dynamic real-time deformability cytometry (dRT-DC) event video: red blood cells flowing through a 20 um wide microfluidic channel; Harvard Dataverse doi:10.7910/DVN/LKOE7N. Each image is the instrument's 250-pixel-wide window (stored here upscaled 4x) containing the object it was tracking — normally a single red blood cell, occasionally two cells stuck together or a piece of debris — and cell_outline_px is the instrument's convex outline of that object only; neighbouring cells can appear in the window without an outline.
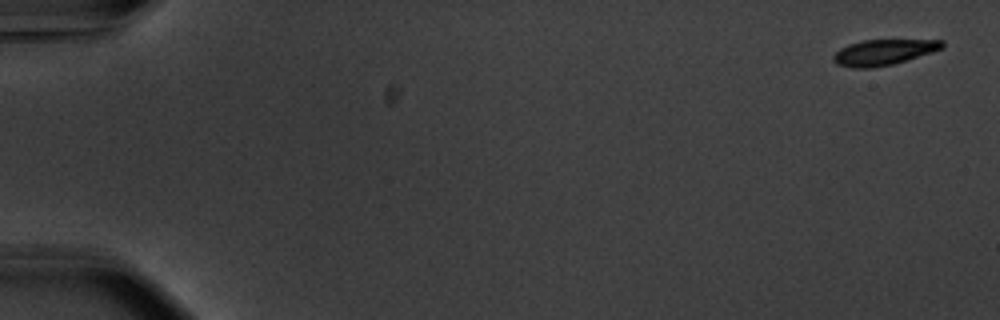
{"species": "common noctule bat (a hibernating species)", "species_latin": "Nyctalus noctula", "temperature_condition": "warm", "stored_images_in_passage": 55, "camera_frame_rate_fps": 3000, "um_per_image_px": 0.085, "animal": {"sex": "male", "body_mass_g": 20.1, "forearm_length_mm": 53.5}, "frame": {"image": 1, "passage_image": 1, "time_ms": 0.0, "image_size_px": [1000, 320], "cell_outline_px": [[944, 48], [932, 52], [892, 64], [872, 68], [852, 68], [836, 64], [832, 60], [832, 56], [840, 48], [848, 44], [864, 40], [944, 40]], "centroid_in_image_um": [75.07, 4.44], "position_along_channel_um": 9.9, "area_um2": 16.24}}
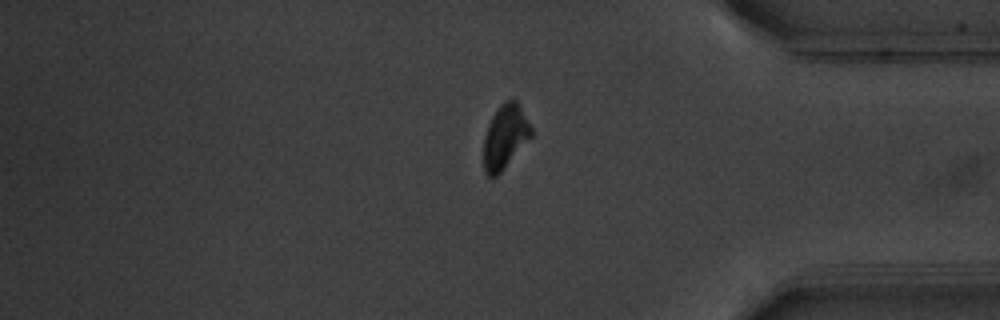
{"frame": {"image": 2, "passage_image": 46, "time_ms": 15.0, "image_size_px": [1000, 320], "cell_outline_px": [[532, 136], [504, 168], [496, 176], [488, 176], [484, 172], [484, 136], [488, 124], [492, 116], [500, 104], [504, 100], [516, 100], [532, 128]], "centroid_in_image_um": [42.92, 11.61], "position_along_channel_um": 392.3, "area_um2": 17.51}}
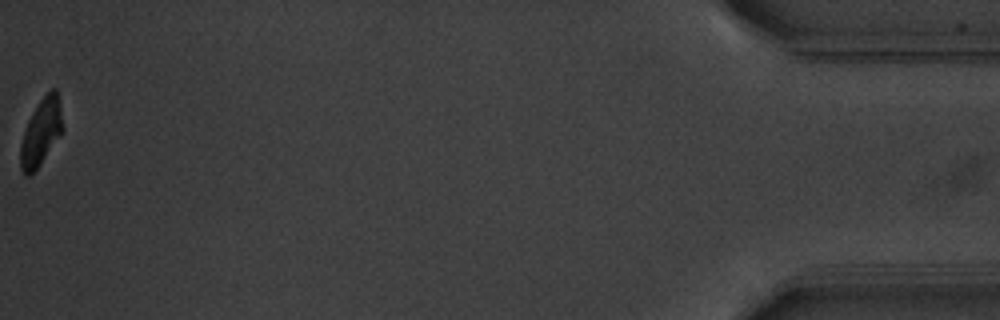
{"frame": {"image": 3, "passage_image": 55, "time_ms": 18.0, "image_size_px": [1000, 320], "cell_outline_px": [[64, 128], [40, 164], [28, 176], [24, 176], [20, 168], [20, 144], [28, 120], [32, 112], [40, 100], [52, 88], [56, 88]], "centroid_in_image_um": [3.47, 11.24], "position_along_channel_um": 431.7, "area_um2": 16.07}, "authors_computed_cell_mechanics": {"area_um2": 18.0336, "velocity_mm_per_s": 3.7109, "shape_relaxation_time_tau1_ms": 2.5989, "shape_relaxation_time_tau2_ms": null, "deformation_change_tau1": 0.1331, "deformation_change_tau2": null}}